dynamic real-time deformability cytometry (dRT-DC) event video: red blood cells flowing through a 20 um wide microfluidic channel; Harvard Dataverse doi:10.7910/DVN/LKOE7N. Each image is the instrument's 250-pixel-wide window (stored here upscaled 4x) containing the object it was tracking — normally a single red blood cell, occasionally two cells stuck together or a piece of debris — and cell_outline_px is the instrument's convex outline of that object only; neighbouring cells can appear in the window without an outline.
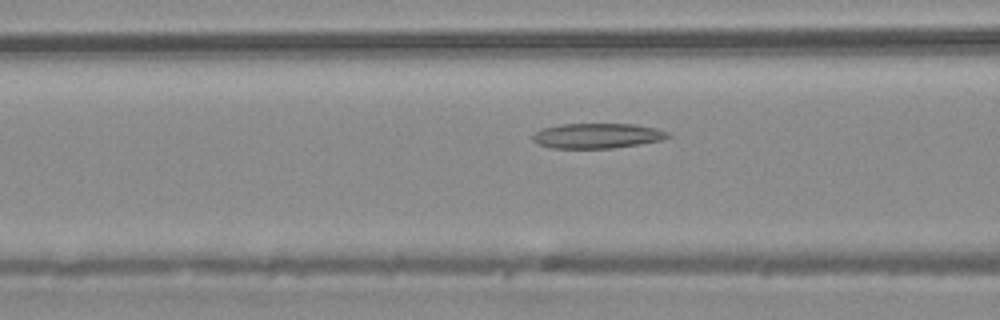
{"species": "common noctule bat (a hibernating species)", "species_latin": "Nyctalus noctula", "temperature_condition": "warm", "stored_images_in_passage": 44, "camera_frame_rate_fps": 3000, "um_per_image_px": 0.085, "animal": {"sex": "male", "body_mass_g": 20.4}, "frame": {"image": 1, "passage_image": 17, "time_ms": 5.333, "image_size_px": [1000, 320], "cell_outline_px": [[672, 136], [664, 140], [612, 148], [552, 148], [540, 144], [532, 140], [532, 136], [540, 128], [560, 124], [632, 124], [656, 128], [668, 132]], "centroid_in_image_um": [50.77, 11.53], "position_along_channel_um": 115.8, "area_um2": 19.77}}
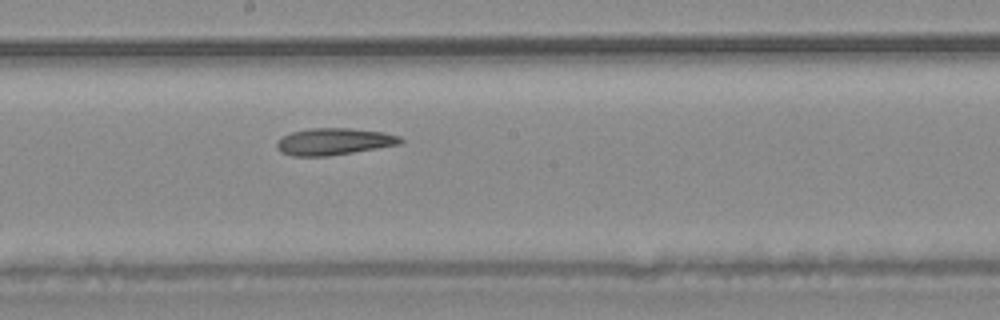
{"frame": {"image": 2, "passage_image": 24, "time_ms": 7.667, "image_size_px": [1000, 320], "cell_outline_px": [[404, 140], [400, 144], [328, 156], [292, 156], [280, 152], [276, 148], [276, 144], [280, 136], [292, 132], [308, 128], [348, 128], [384, 132], [400, 136]], "centroid_in_image_um": [28.34, 12.03], "position_along_channel_um": 219.9, "area_um2": 19.42}}
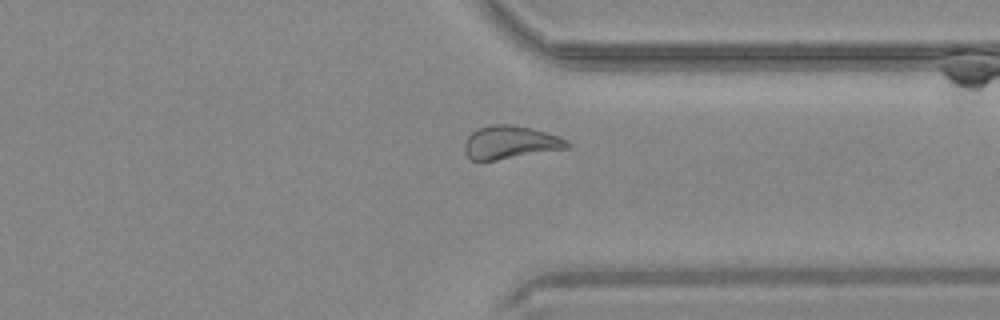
{"frame": {"image": 3, "passage_image": 34, "time_ms": 11.0, "image_size_px": [1000, 320], "cell_outline_px": [[572, 144], [568, 148], [496, 160], [472, 160], [464, 152], [464, 144], [468, 136], [472, 132], [480, 128], [492, 124], [508, 124], [532, 128], [568, 140]], "centroid_in_image_um": [43.36, 12.1], "position_along_channel_um": 368.0, "area_um2": 19.59}}